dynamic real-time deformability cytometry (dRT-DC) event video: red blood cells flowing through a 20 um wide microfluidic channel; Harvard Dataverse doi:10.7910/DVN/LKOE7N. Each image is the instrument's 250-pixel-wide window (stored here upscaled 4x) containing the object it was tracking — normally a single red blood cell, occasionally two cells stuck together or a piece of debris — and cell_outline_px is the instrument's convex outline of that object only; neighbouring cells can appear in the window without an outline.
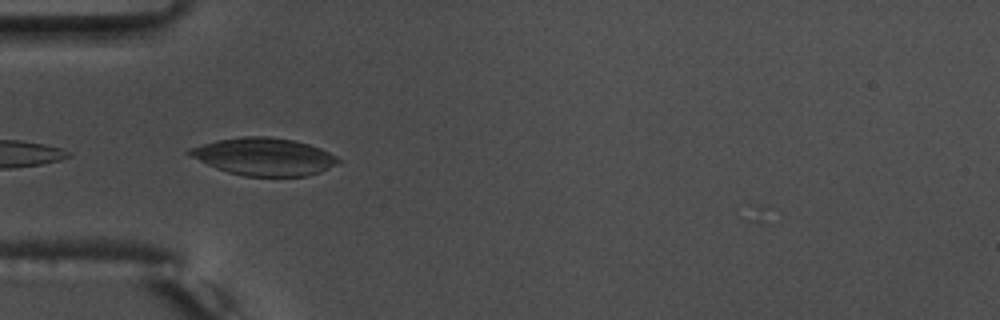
{"species": "common noctule bat (a hibernating species)", "species_latin": "Nyctalus noctula", "temperature_condition": "warm", "stored_images_in_passage": 25, "camera_frame_rate_fps": 3000, "um_per_image_px": 0.085, "animal": {"sex": "male", "body_mass_g": 17.5, "forearm_length_mm": 52.3}, "frame": {"image": 1, "passage_image": 2, "time_ms": 0.333, "image_size_px": [1000, 320], "cell_outline_px": [[344, 160], [340, 164], [320, 172], [308, 176], [244, 176], [228, 172], [216, 168], [184, 152], [188, 148], [216, 140], [244, 136], [268, 136], [292, 140], [308, 144], [320, 148]], "centroid_in_image_um": [22.48, 13.31], "position_along_channel_um": 62.5, "area_um2": 32.6}}